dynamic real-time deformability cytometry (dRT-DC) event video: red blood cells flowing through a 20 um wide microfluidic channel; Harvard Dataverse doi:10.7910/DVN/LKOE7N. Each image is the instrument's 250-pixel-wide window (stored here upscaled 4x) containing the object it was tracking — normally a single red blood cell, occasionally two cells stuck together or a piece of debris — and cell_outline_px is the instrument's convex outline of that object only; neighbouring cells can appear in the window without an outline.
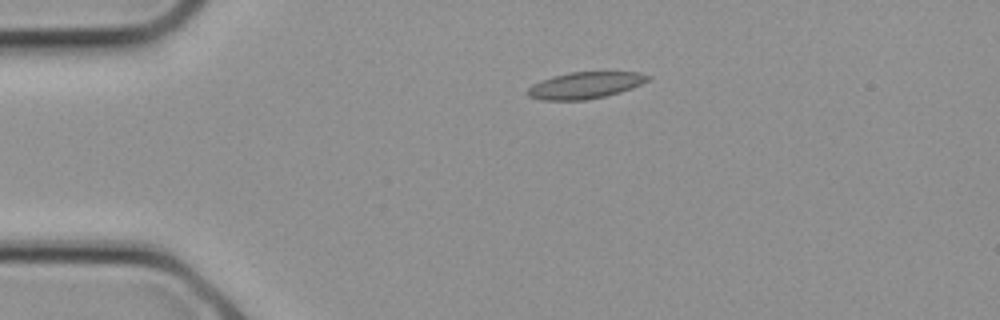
{"species": "common noctule bat (a hibernating species)", "species_latin": "Nyctalus noctula", "temperature_condition": "cold", "stored_images_in_passage": 8, "camera_frame_rate_fps": 3000, "um_per_image_px": 0.085, "animal": {"sex": "female", "body_mass_g": 21.9}, "frame": {"image": 1, "passage_image": 1, "time_ms": 0.0, "image_size_px": [1000, 320], "cell_outline_px": [[652, 76], [648, 80], [632, 88], [620, 92], [588, 100], [540, 100], [528, 96], [528, 88], [532, 84], [568, 72], [640, 72]], "centroid_in_image_um": [49.76, 7.25], "position_along_channel_um": 35.2, "area_um2": 18.5}}
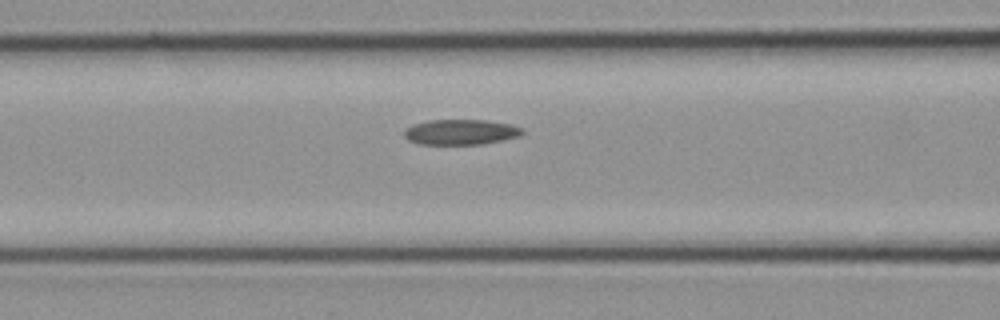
{"frame": {"image": 2, "passage_image": 6, "time_ms": 1.667, "image_size_px": [1000, 320], "cell_outline_px": [[524, 132], [520, 136], [504, 140], [480, 144], [416, 144], [408, 140], [404, 136], [404, 132], [412, 124], [428, 120], [484, 120], [508, 124], [520, 128]], "centroid_in_image_um": [39.13, 11.23], "position_along_channel_um": 127.5, "area_um2": 17.34}}
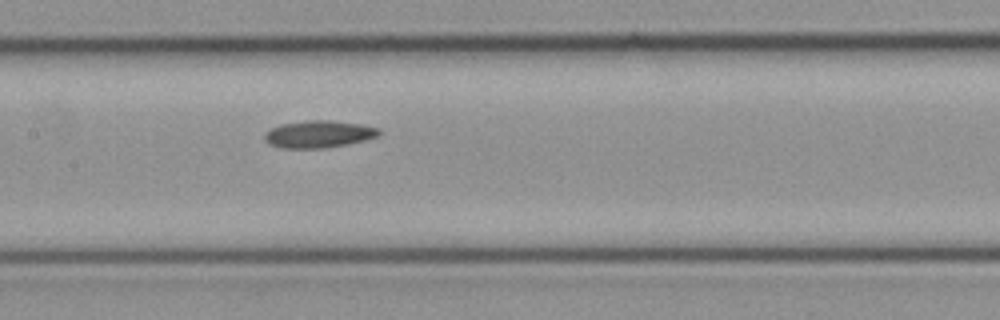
{"frame": {"image": 3, "passage_image": 8, "time_ms": 2.333, "image_size_px": [1000, 320], "cell_outline_px": [[380, 136], [348, 144], [324, 148], [280, 148], [268, 144], [264, 140], [264, 136], [272, 128], [280, 124], [312, 120], [324, 120], [360, 124], [380, 128]], "centroid_in_image_um": [27.1, 11.41], "position_along_channel_um": 180.3, "area_um2": 18.03}}